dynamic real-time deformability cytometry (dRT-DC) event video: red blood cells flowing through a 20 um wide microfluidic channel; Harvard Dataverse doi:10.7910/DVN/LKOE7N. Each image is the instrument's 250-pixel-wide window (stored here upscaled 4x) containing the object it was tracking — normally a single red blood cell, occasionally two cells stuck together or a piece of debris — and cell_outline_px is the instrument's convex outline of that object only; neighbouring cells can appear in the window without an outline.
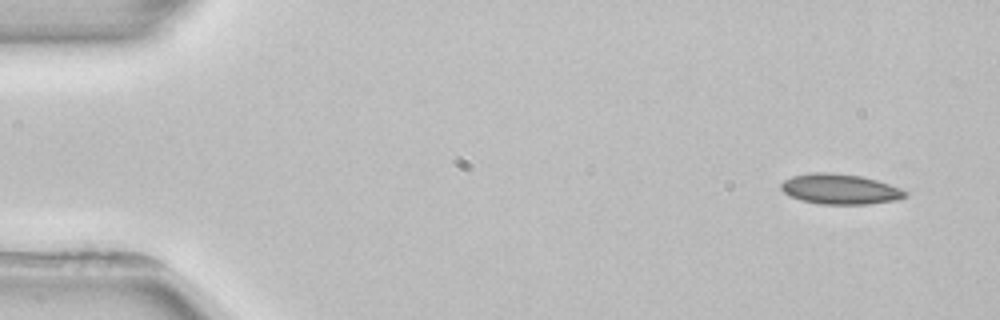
{"species": "common noctule bat (a hibernating species)", "species_latin": "Nyctalus noctula", "temperature_condition": "room temperature", "stored_images_in_passage": 5, "camera_frame_rate_fps": 3000, "um_per_image_px": 0.085, "animal": {"sex": "female", "body_mass_g": 22.7, "forearm_length_mm": 54.2}, "frame": {"image": 1, "passage_image": 1, "time_ms": 0.0, "image_size_px": [1000, 320], "cell_outline_px": [[908, 196], [896, 200], [868, 204], [820, 204], [800, 200], [788, 196], [780, 188], [780, 184], [784, 180], [792, 176], [812, 172], [832, 172], [860, 176], [876, 180], [900, 188], [908, 192]], "centroid_in_image_um": [71.37, 16.07], "position_along_channel_um": 13.6, "area_um2": 22.02}}
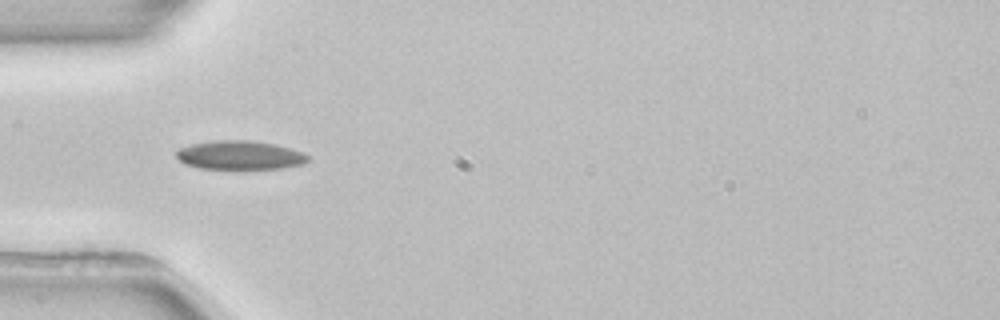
{"frame": {"image": 2, "passage_image": 4, "time_ms": 4.333, "image_size_px": [1000, 320], "cell_outline_px": [[312, 160], [304, 164], [284, 168], [200, 168], [184, 164], [176, 156], [176, 152], [180, 148], [192, 144], [216, 140], [248, 140], [272, 144], [288, 148], [300, 152], [308, 156]], "centroid_in_image_um": [20.39, 13.19], "position_along_channel_um": 64.6, "area_um2": 21.79}}